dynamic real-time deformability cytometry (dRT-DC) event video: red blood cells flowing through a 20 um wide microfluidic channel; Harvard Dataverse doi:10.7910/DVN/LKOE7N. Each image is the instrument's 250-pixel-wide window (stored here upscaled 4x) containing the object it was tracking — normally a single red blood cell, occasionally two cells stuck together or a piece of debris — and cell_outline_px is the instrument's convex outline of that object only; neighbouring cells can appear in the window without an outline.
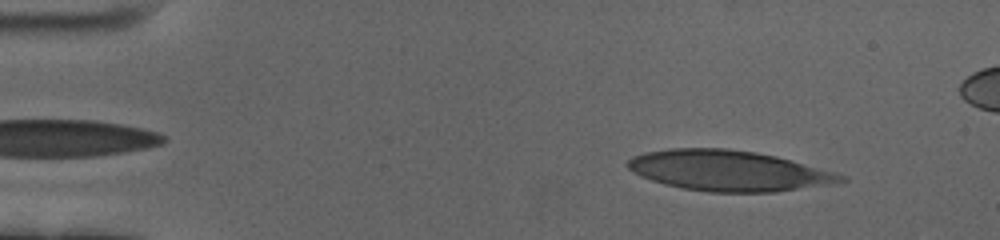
{"species": "human", "species_latin": "Homo sapiens", "temperature_condition": "cold", "stored_images_in_passage": 56, "camera_frame_rate_fps": 3000, "um_per_image_px": 0.085, "donor": {"sex": "female"}, "frame": {"image": 1, "passage_image": 5, "time_ms": 1.333, "image_size_px": [1000, 240], "cell_outline_px": [[848, 180], [828, 184], [772, 192], [708, 192], [680, 188], [664, 184], [640, 176], [632, 172], [624, 164], [632, 156], [644, 152], [668, 148], [728, 148], [756, 152], [776, 156], [832, 172], [844, 176]], "centroid_in_image_um": [61.81, 14.5], "position_along_channel_um": 23.2, "area_um2": 50.11}}
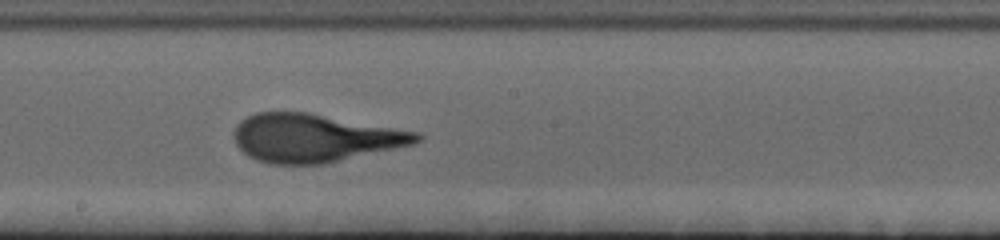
{"frame": {"image": 2, "passage_image": 30, "time_ms": 9.667, "image_size_px": [1000, 240], "cell_outline_px": [[424, 136], [420, 140], [412, 144], [324, 164], [272, 164], [256, 160], [248, 156], [236, 144], [232, 132], [236, 124], [240, 120], [256, 112], [304, 112], [416, 132]], "centroid_in_image_um": [26.65, 11.74], "position_along_channel_um": 221.5, "area_um2": 50.63}}
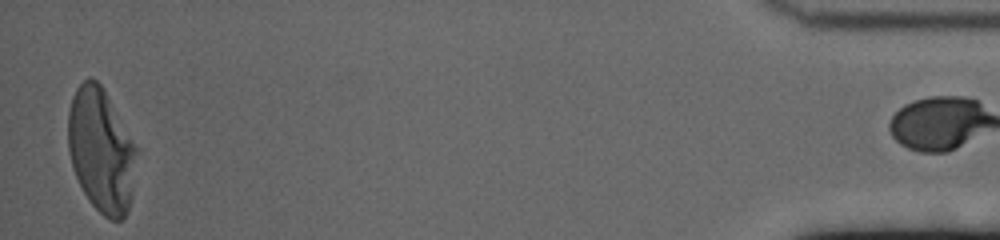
{"frame": {"image": 3, "passage_image": 55, "time_ms": 18.0, "image_size_px": [1000, 240], "cell_outline_px": [[136, 148], [132, 192], [128, 208], [124, 220], [112, 220], [104, 216], [92, 204], [84, 192], [76, 176], [72, 164], [68, 148], [68, 112], [72, 96], [76, 88], [88, 76], [92, 76], [100, 84]], "centroid_in_image_um": [8.56, 12.78], "position_along_channel_um": 426.6, "area_um2": 48.49}}